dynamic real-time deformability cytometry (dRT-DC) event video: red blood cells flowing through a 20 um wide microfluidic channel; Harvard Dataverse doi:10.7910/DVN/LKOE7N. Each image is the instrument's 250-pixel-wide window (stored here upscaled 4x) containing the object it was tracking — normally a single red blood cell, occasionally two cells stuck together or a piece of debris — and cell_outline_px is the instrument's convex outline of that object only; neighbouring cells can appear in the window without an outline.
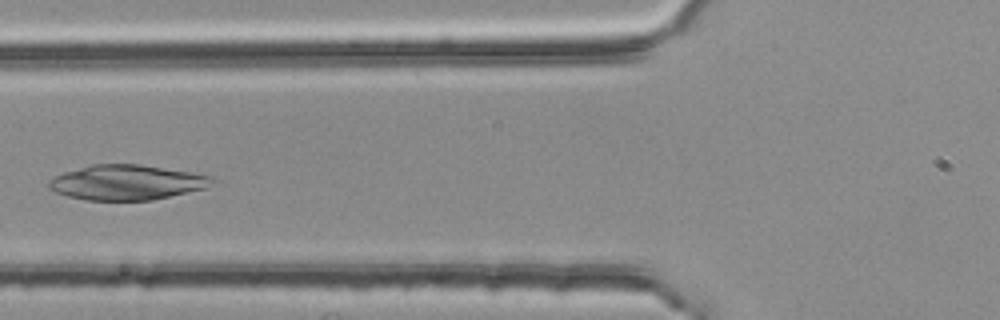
{"species": "common noctule bat (a hibernating species)", "species_latin": "Nyctalus noctula", "temperature_condition": "room temperature", "stored_images_in_passage": 4, "camera_frame_rate_fps": 3000, "um_per_image_px": 0.085, "animal": {"sex": "female", "body_mass_g": 25.1}, "frame": {"image": 1, "passage_image": 4, "time_ms": 1.0, "image_size_px": [1000, 320], "cell_outline_px": [[220, 180], [208, 188], [152, 200], [84, 200], [68, 196], [56, 192], [48, 188], [48, 180], [64, 172], [92, 164], [140, 164], [192, 172], [212, 176]], "centroid_in_image_um": [10.85, 15.5], "position_along_channel_um": 115.0, "area_um2": 33.64}}